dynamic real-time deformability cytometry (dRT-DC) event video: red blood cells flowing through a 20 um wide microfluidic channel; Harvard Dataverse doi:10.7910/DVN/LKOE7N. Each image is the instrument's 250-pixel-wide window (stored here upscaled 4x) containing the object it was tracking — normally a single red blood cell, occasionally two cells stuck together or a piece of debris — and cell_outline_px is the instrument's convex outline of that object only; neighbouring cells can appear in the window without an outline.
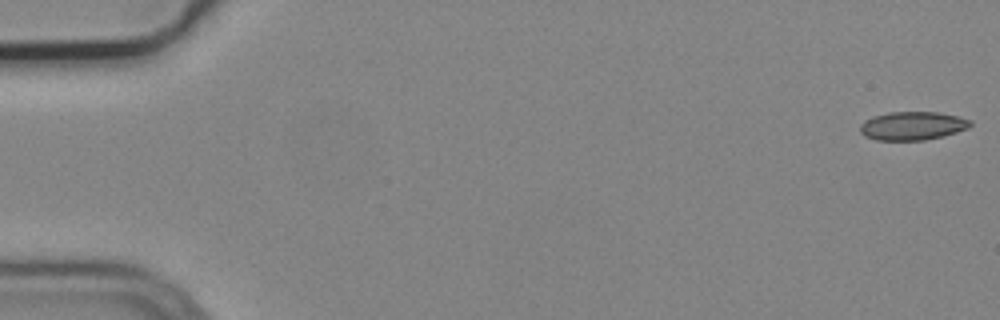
{"species": "common noctule bat (a hibernating species)", "species_latin": "Nyctalus noctula", "temperature_condition": "cold", "stored_images_in_passage": 7, "camera_frame_rate_fps": 3000, "um_per_image_px": 0.085, "animal": {"sex": "male", "body_mass_g": 19.2, "forearm_length_mm": 51.8}, "frame": {"image": 1, "passage_image": 1, "time_ms": 0.0, "image_size_px": [1000, 320], "cell_outline_px": [[972, 124], [968, 128], [944, 136], [924, 140], [876, 140], [864, 136], [860, 132], [860, 124], [864, 120], [888, 112], [936, 112], [956, 116], [972, 120]], "centroid_in_image_um": [77.55, 10.7], "position_along_channel_um": 7.4, "area_um2": 18.26}}
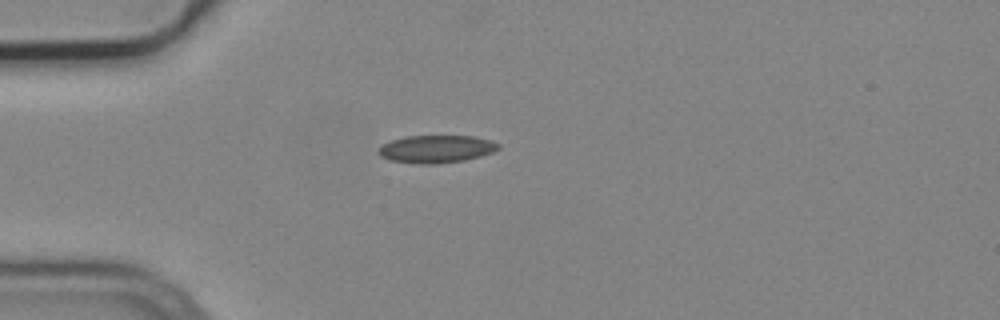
{"frame": {"image": 2, "passage_image": 5, "time_ms": 1.333, "image_size_px": [1000, 320], "cell_outline_px": [[500, 148], [492, 152], [480, 156], [464, 160], [436, 164], [416, 164], [388, 160], [380, 156], [376, 152], [384, 144], [392, 140], [404, 136], [472, 136], [488, 140], [500, 144]], "centroid_in_image_um": [37.05, 12.67], "position_along_channel_um": 48.0, "area_um2": 19.31}}
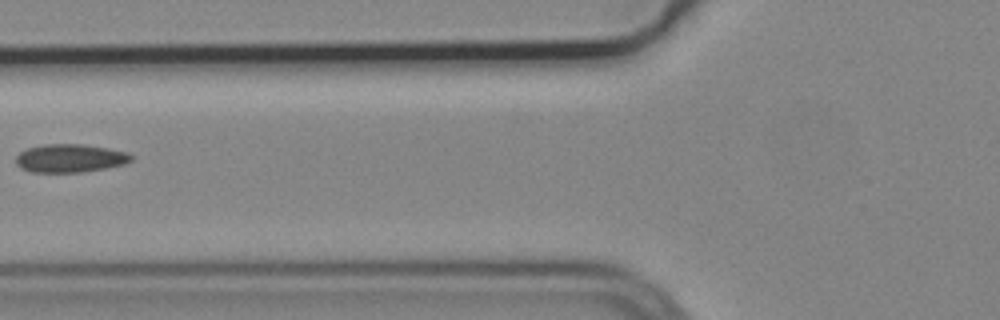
{"frame": {"image": 3, "passage_image": 7, "time_ms": 2.0, "image_size_px": [1000, 320], "cell_outline_px": [[132, 160], [124, 164], [104, 168], [80, 172], [32, 172], [20, 168], [16, 164], [16, 156], [20, 152], [28, 148], [44, 144], [80, 144], [108, 148], [128, 152], [132, 156]], "centroid_in_image_um": [5.94, 13.45], "position_along_channel_um": 119.9, "area_um2": 18.9}}